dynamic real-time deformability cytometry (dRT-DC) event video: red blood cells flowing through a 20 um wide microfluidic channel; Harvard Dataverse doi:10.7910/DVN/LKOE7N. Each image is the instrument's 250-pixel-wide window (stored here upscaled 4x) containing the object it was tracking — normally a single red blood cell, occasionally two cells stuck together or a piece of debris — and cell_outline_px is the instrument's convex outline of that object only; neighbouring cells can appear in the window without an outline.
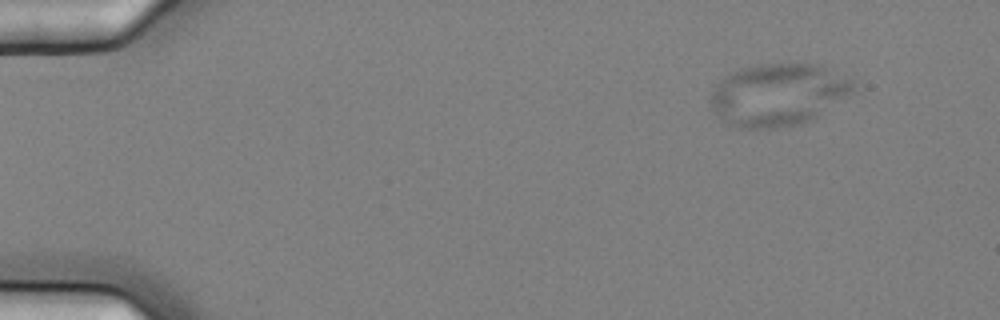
{"species": "common noctule bat (a hibernating species)", "species_latin": "Nyctalus noctula", "temperature_condition": "cold", "stored_images_in_passage": 8, "camera_frame_rate_fps": 3000, "um_per_image_px": 0.085, "animal": {"sex": "female", "body_mass_g": 25.1}, "frame": {"image": 1, "passage_image": 1, "time_ms": 0.0, "image_size_px": [1000, 320], "cell_outline_px": [[852, 92], [816, 116], [808, 120], [776, 128], [736, 128], [720, 120], [712, 104], [712, 92], [716, 84], [720, 80], [732, 72], [740, 68], [760, 64], [824, 64], [852, 80]], "centroid_in_image_um": [66.1, 8.02], "position_along_channel_um": 18.9, "area_um2": 51.1}}